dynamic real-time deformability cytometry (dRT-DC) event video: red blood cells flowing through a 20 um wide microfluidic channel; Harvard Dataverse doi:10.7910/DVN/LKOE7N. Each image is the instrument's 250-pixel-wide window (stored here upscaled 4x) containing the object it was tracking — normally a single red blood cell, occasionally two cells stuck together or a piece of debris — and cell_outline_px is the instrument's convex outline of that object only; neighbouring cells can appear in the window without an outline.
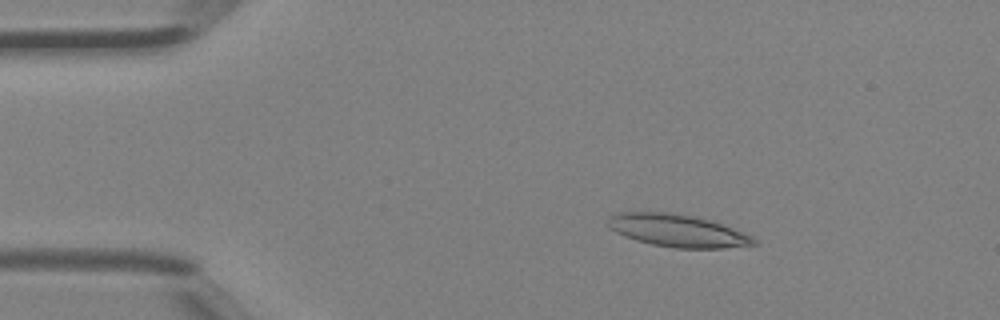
{"species": "Egyptian fruit bat (a non-hibernating species)", "species_latin": "Rousettus aegyptiacus", "temperature_condition": "room temperature", "stored_images_in_passage": 48, "segment_of_instrument_passage": [1, 2], "camera_frame_rate_fps": 3000, "um_per_image_px": 0.085, "animal": {"sex": "female"}, "frame": {"image": 1, "passage_image": 8, "time_ms": 2.333, "image_size_px": [1000, 320], "cell_outline_px": [[756, 244], [724, 248], [676, 248], [652, 244], [636, 240], [624, 236], [616, 232], [608, 224], [608, 216], [620, 212], [668, 212], [692, 216], [712, 220], [752, 236], [756, 240]], "centroid_in_image_um": [57.58, 19.6], "position_along_channel_um": 27.4, "area_um2": 27.4}}
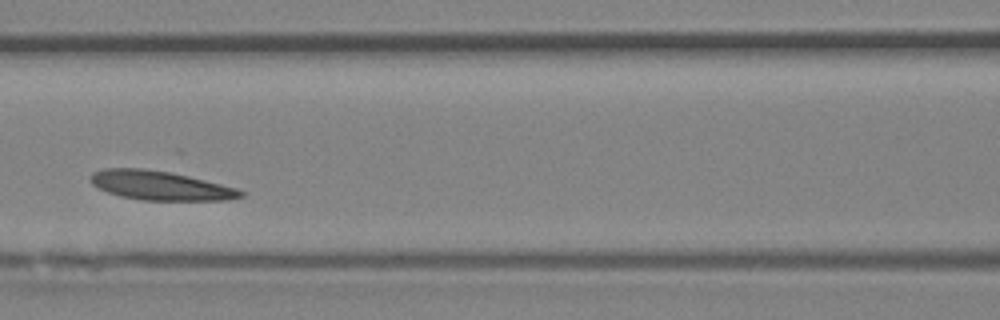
{"frame": {"image": 2, "passage_image": 21, "time_ms": 6.667, "image_size_px": [1000, 320], "cell_outline_px": [[244, 196], [228, 200], [140, 200], [120, 196], [108, 192], [92, 184], [88, 176], [92, 172], [104, 168], [140, 168], [172, 172], [236, 188], [244, 192]], "centroid_in_image_um": [13.58, 15.76], "position_along_channel_um": 153.0, "area_um2": 25.43}}
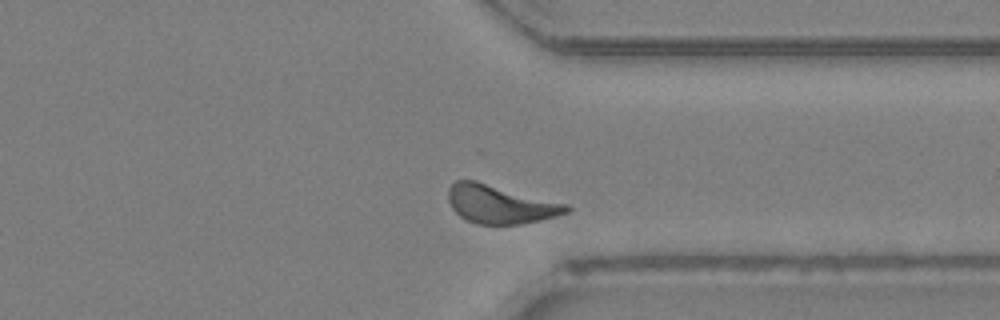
{"frame": {"image": 3, "passage_image": 36, "time_ms": 11.667, "image_size_px": [1000, 320], "cell_outline_px": [[572, 212], [540, 220], [520, 224], [476, 224], [460, 216], [452, 208], [448, 200], [448, 188], [456, 180], [476, 180], [568, 204], [572, 208]], "centroid_in_image_um": [42.54, 17.35], "position_along_channel_um": 368.9, "area_um2": 26.59}}